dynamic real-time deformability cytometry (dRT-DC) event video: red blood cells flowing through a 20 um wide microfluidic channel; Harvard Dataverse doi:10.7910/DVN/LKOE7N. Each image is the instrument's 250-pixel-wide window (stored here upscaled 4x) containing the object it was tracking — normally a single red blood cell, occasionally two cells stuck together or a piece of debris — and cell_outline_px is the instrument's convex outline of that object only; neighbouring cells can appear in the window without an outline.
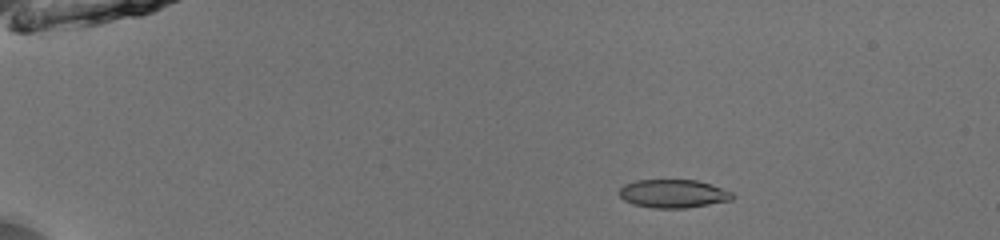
{"species": "common noctule bat (a hibernating species)", "species_latin": "Nyctalus noctula", "temperature_condition": "room temperature", "stored_images_in_passage": 43, "camera_frame_rate_fps": 3000, "um_per_image_px": 0.085, "animal": {"sex": "male", "body_mass_g": 13.0, "forearm_length_mm": 53.1}, "frame": {"image": 1, "passage_image": 1, "time_ms": 0.0, "image_size_px": [1000, 240], "cell_outline_px": [[736, 196], [732, 200], [684, 208], [652, 208], [632, 204], [624, 200], [616, 192], [624, 184], [636, 180], [696, 180], [732, 192]], "centroid_in_image_um": [57.17, 16.46], "position_along_channel_um": 27.8, "area_um2": 18.67}}
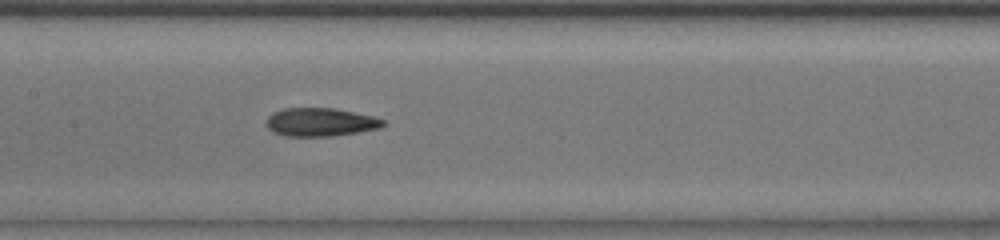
{"frame": {"image": 2, "passage_image": 19, "time_ms": 6.0, "image_size_px": [1000, 240], "cell_outline_px": [[388, 124], [380, 128], [332, 136], [284, 136], [272, 132], [264, 124], [268, 116], [272, 112], [284, 108], [336, 108], [372, 116], [384, 120]], "centroid_in_image_um": [27.2, 10.38], "position_along_channel_um": 180.2, "area_um2": 19.48}}
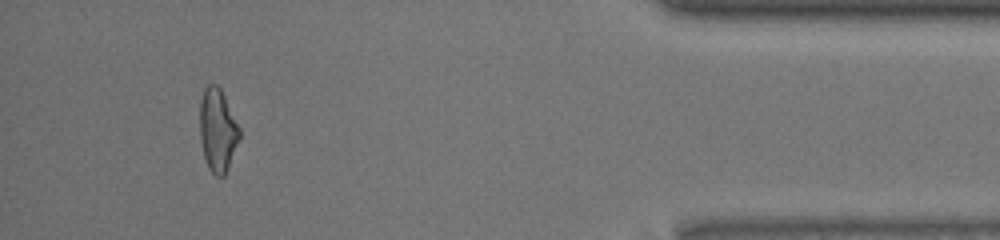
{"frame": {"image": 3, "passage_image": 40, "time_ms": 13.0, "image_size_px": [1000, 240], "cell_outline_px": [[240, 136], [228, 168], [224, 176], [216, 176], [208, 168], [204, 156], [200, 140], [200, 100], [204, 88], [208, 84], [216, 84], [220, 88], [240, 128]], "centroid_in_image_um": [18.49, 11.06], "position_along_channel_um": 416.7, "area_um2": 19.07}, "authors_computed_cell_mechanics": {"area_um2": 19.1896, "velocity_mm_per_s": 4.0187, "shape_relaxation_time_tau1_ms": null, "shape_relaxation_time_tau2_ms": 2.4171, "deformation_change_tau1": null, "deformation_change_tau2": 0.0997}}